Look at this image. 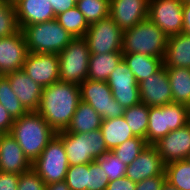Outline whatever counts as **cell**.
<instances>
[{
    "mask_svg": "<svg viewBox=\"0 0 190 190\" xmlns=\"http://www.w3.org/2000/svg\"><path fill=\"white\" fill-rule=\"evenodd\" d=\"M107 83L114 99L124 108L141 103L139 85L124 59L110 74Z\"/></svg>",
    "mask_w": 190,
    "mask_h": 190,
    "instance_id": "cell-12",
    "label": "cell"
},
{
    "mask_svg": "<svg viewBox=\"0 0 190 190\" xmlns=\"http://www.w3.org/2000/svg\"><path fill=\"white\" fill-rule=\"evenodd\" d=\"M56 136L63 142L70 166L96 161L109 152L100 129L88 133L63 130L57 132Z\"/></svg>",
    "mask_w": 190,
    "mask_h": 190,
    "instance_id": "cell-4",
    "label": "cell"
},
{
    "mask_svg": "<svg viewBox=\"0 0 190 190\" xmlns=\"http://www.w3.org/2000/svg\"><path fill=\"white\" fill-rule=\"evenodd\" d=\"M124 118L135 136L146 140V132L149 122V106L139 103L124 110Z\"/></svg>",
    "mask_w": 190,
    "mask_h": 190,
    "instance_id": "cell-29",
    "label": "cell"
},
{
    "mask_svg": "<svg viewBox=\"0 0 190 190\" xmlns=\"http://www.w3.org/2000/svg\"><path fill=\"white\" fill-rule=\"evenodd\" d=\"M122 59V52L91 54L87 79L107 82L110 74L115 70Z\"/></svg>",
    "mask_w": 190,
    "mask_h": 190,
    "instance_id": "cell-25",
    "label": "cell"
},
{
    "mask_svg": "<svg viewBox=\"0 0 190 190\" xmlns=\"http://www.w3.org/2000/svg\"><path fill=\"white\" fill-rule=\"evenodd\" d=\"M164 67L190 68V36L184 33L168 37Z\"/></svg>",
    "mask_w": 190,
    "mask_h": 190,
    "instance_id": "cell-22",
    "label": "cell"
},
{
    "mask_svg": "<svg viewBox=\"0 0 190 190\" xmlns=\"http://www.w3.org/2000/svg\"><path fill=\"white\" fill-rule=\"evenodd\" d=\"M123 59L138 84L155 74L163 66L162 58L140 53H123Z\"/></svg>",
    "mask_w": 190,
    "mask_h": 190,
    "instance_id": "cell-23",
    "label": "cell"
},
{
    "mask_svg": "<svg viewBox=\"0 0 190 190\" xmlns=\"http://www.w3.org/2000/svg\"><path fill=\"white\" fill-rule=\"evenodd\" d=\"M28 53L21 29L11 36L0 38V75L21 70Z\"/></svg>",
    "mask_w": 190,
    "mask_h": 190,
    "instance_id": "cell-16",
    "label": "cell"
},
{
    "mask_svg": "<svg viewBox=\"0 0 190 190\" xmlns=\"http://www.w3.org/2000/svg\"><path fill=\"white\" fill-rule=\"evenodd\" d=\"M89 163L68 167L65 182L70 190H88Z\"/></svg>",
    "mask_w": 190,
    "mask_h": 190,
    "instance_id": "cell-36",
    "label": "cell"
},
{
    "mask_svg": "<svg viewBox=\"0 0 190 190\" xmlns=\"http://www.w3.org/2000/svg\"><path fill=\"white\" fill-rule=\"evenodd\" d=\"M161 190H178V189L172 186L171 184H169L167 181H165Z\"/></svg>",
    "mask_w": 190,
    "mask_h": 190,
    "instance_id": "cell-46",
    "label": "cell"
},
{
    "mask_svg": "<svg viewBox=\"0 0 190 190\" xmlns=\"http://www.w3.org/2000/svg\"><path fill=\"white\" fill-rule=\"evenodd\" d=\"M147 145L148 144L144 138L135 136L115 147L111 152L117 156L122 163L128 166L147 147Z\"/></svg>",
    "mask_w": 190,
    "mask_h": 190,
    "instance_id": "cell-33",
    "label": "cell"
},
{
    "mask_svg": "<svg viewBox=\"0 0 190 190\" xmlns=\"http://www.w3.org/2000/svg\"><path fill=\"white\" fill-rule=\"evenodd\" d=\"M168 37L182 33L183 3L181 0H149L148 17Z\"/></svg>",
    "mask_w": 190,
    "mask_h": 190,
    "instance_id": "cell-11",
    "label": "cell"
},
{
    "mask_svg": "<svg viewBox=\"0 0 190 190\" xmlns=\"http://www.w3.org/2000/svg\"><path fill=\"white\" fill-rule=\"evenodd\" d=\"M173 103L190 107V68L166 67Z\"/></svg>",
    "mask_w": 190,
    "mask_h": 190,
    "instance_id": "cell-27",
    "label": "cell"
},
{
    "mask_svg": "<svg viewBox=\"0 0 190 190\" xmlns=\"http://www.w3.org/2000/svg\"><path fill=\"white\" fill-rule=\"evenodd\" d=\"M19 174L0 171V190H18Z\"/></svg>",
    "mask_w": 190,
    "mask_h": 190,
    "instance_id": "cell-40",
    "label": "cell"
},
{
    "mask_svg": "<svg viewBox=\"0 0 190 190\" xmlns=\"http://www.w3.org/2000/svg\"><path fill=\"white\" fill-rule=\"evenodd\" d=\"M182 33L190 36V4L183 3V29Z\"/></svg>",
    "mask_w": 190,
    "mask_h": 190,
    "instance_id": "cell-44",
    "label": "cell"
},
{
    "mask_svg": "<svg viewBox=\"0 0 190 190\" xmlns=\"http://www.w3.org/2000/svg\"><path fill=\"white\" fill-rule=\"evenodd\" d=\"M18 30L15 7L0 1V38L11 36Z\"/></svg>",
    "mask_w": 190,
    "mask_h": 190,
    "instance_id": "cell-34",
    "label": "cell"
},
{
    "mask_svg": "<svg viewBox=\"0 0 190 190\" xmlns=\"http://www.w3.org/2000/svg\"><path fill=\"white\" fill-rule=\"evenodd\" d=\"M164 173L166 181L178 190H190V164L187 160L166 164Z\"/></svg>",
    "mask_w": 190,
    "mask_h": 190,
    "instance_id": "cell-30",
    "label": "cell"
},
{
    "mask_svg": "<svg viewBox=\"0 0 190 190\" xmlns=\"http://www.w3.org/2000/svg\"><path fill=\"white\" fill-rule=\"evenodd\" d=\"M10 134L16 139L31 163L41 155L44 148L56 136V132L37 111H29L20 118L14 119Z\"/></svg>",
    "mask_w": 190,
    "mask_h": 190,
    "instance_id": "cell-2",
    "label": "cell"
},
{
    "mask_svg": "<svg viewBox=\"0 0 190 190\" xmlns=\"http://www.w3.org/2000/svg\"><path fill=\"white\" fill-rule=\"evenodd\" d=\"M188 161V163L190 164V155L187 157L186 159Z\"/></svg>",
    "mask_w": 190,
    "mask_h": 190,
    "instance_id": "cell-49",
    "label": "cell"
},
{
    "mask_svg": "<svg viewBox=\"0 0 190 190\" xmlns=\"http://www.w3.org/2000/svg\"><path fill=\"white\" fill-rule=\"evenodd\" d=\"M23 107L29 111H37L40 105L43 87L34 82L22 69L4 75Z\"/></svg>",
    "mask_w": 190,
    "mask_h": 190,
    "instance_id": "cell-20",
    "label": "cell"
},
{
    "mask_svg": "<svg viewBox=\"0 0 190 190\" xmlns=\"http://www.w3.org/2000/svg\"><path fill=\"white\" fill-rule=\"evenodd\" d=\"M137 183L133 182L126 176L120 177L117 180L109 182L106 190H135Z\"/></svg>",
    "mask_w": 190,
    "mask_h": 190,
    "instance_id": "cell-41",
    "label": "cell"
},
{
    "mask_svg": "<svg viewBox=\"0 0 190 190\" xmlns=\"http://www.w3.org/2000/svg\"><path fill=\"white\" fill-rule=\"evenodd\" d=\"M55 16L76 6V0H49Z\"/></svg>",
    "mask_w": 190,
    "mask_h": 190,
    "instance_id": "cell-43",
    "label": "cell"
},
{
    "mask_svg": "<svg viewBox=\"0 0 190 190\" xmlns=\"http://www.w3.org/2000/svg\"><path fill=\"white\" fill-rule=\"evenodd\" d=\"M7 3H10L12 6L16 7L23 0H4Z\"/></svg>",
    "mask_w": 190,
    "mask_h": 190,
    "instance_id": "cell-47",
    "label": "cell"
},
{
    "mask_svg": "<svg viewBox=\"0 0 190 190\" xmlns=\"http://www.w3.org/2000/svg\"><path fill=\"white\" fill-rule=\"evenodd\" d=\"M21 31L24 35L27 49L32 53L59 54L73 39L56 19L26 25Z\"/></svg>",
    "mask_w": 190,
    "mask_h": 190,
    "instance_id": "cell-5",
    "label": "cell"
},
{
    "mask_svg": "<svg viewBox=\"0 0 190 190\" xmlns=\"http://www.w3.org/2000/svg\"><path fill=\"white\" fill-rule=\"evenodd\" d=\"M138 85L141 103L146 106L159 107L173 103L166 67L162 66L155 74Z\"/></svg>",
    "mask_w": 190,
    "mask_h": 190,
    "instance_id": "cell-14",
    "label": "cell"
},
{
    "mask_svg": "<svg viewBox=\"0 0 190 190\" xmlns=\"http://www.w3.org/2000/svg\"><path fill=\"white\" fill-rule=\"evenodd\" d=\"M55 19L73 38L84 37L90 26L76 6L56 15Z\"/></svg>",
    "mask_w": 190,
    "mask_h": 190,
    "instance_id": "cell-28",
    "label": "cell"
},
{
    "mask_svg": "<svg viewBox=\"0 0 190 190\" xmlns=\"http://www.w3.org/2000/svg\"><path fill=\"white\" fill-rule=\"evenodd\" d=\"M168 36L148 18L123 33L122 53H140L164 59Z\"/></svg>",
    "mask_w": 190,
    "mask_h": 190,
    "instance_id": "cell-3",
    "label": "cell"
},
{
    "mask_svg": "<svg viewBox=\"0 0 190 190\" xmlns=\"http://www.w3.org/2000/svg\"><path fill=\"white\" fill-rule=\"evenodd\" d=\"M153 146L159 152L164 164L186 160L190 155V122L177 130L170 131Z\"/></svg>",
    "mask_w": 190,
    "mask_h": 190,
    "instance_id": "cell-15",
    "label": "cell"
},
{
    "mask_svg": "<svg viewBox=\"0 0 190 190\" xmlns=\"http://www.w3.org/2000/svg\"><path fill=\"white\" fill-rule=\"evenodd\" d=\"M15 10L19 29L56 18L49 0H23Z\"/></svg>",
    "mask_w": 190,
    "mask_h": 190,
    "instance_id": "cell-21",
    "label": "cell"
},
{
    "mask_svg": "<svg viewBox=\"0 0 190 190\" xmlns=\"http://www.w3.org/2000/svg\"><path fill=\"white\" fill-rule=\"evenodd\" d=\"M76 7L89 25L110 16V0H77Z\"/></svg>",
    "mask_w": 190,
    "mask_h": 190,
    "instance_id": "cell-31",
    "label": "cell"
},
{
    "mask_svg": "<svg viewBox=\"0 0 190 190\" xmlns=\"http://www.w3.org/2000/svg\"><path fill=\"white\" fill-rule=\"evenodd\" d=\"M182 3L190 4V0H181Z\"/></svg>",
    "mask_w": 190,
    "mask_h": 190,
    "instance_id": "cell-48",
    "label": "cell"
},
{
    "mask_svg": "<svg viewBox=\"0 0 190 190\" xmlns=\"http://www.w3.org/2000/svg\"><path fill=\"white\" fill-rule=\"evenodd\" d=\"M80 101L79 85L59 80L43 88L37 112L57 133L67 129Z\"/></svg>",
    "mask_w": 190,
    "mask_h": 190,
    "instance_id": "cell-1",
    "label": "cell"
},
{
    "mask_svg": "<svg viewBox=\"0 0 190 190\" xmlns=\"http://www.w3.org/2000/svg\"><path fill=\"white\" fill-rule=\"evenodd\" d=\"M90 51L84 37H76L58 54L60 81L82 84L88 75Z\"/></svg>",
    "mask_w": 190,
    "mask_h": 190,
    "instance_id": "cell-7",
    "label": "cell"
},
{
    "mask_svg": "<svg viewBox=\"0 0 190 190\" xmlns=\"http://www.w3.org/2000/svg\"><path fill=\"white\" fill-rule=\"evenodd\" d=\"M166 181L165 176H155L137 183L135 190H161Z\"/></svg>",
    "mask_w": 190,
    "mask_h": 190,
    "instance_id": "cell-39",
    "label": "cell"
},
{
    "mask_svg": "<svg viewBox=\"0 0 190 190\" xmlns=\"http://www.w3.org/2000/svg\"><path fill=\"white\" fill-rule=\"evenodd\" d=\"M45 190H70L65 181L47 184Z\"/></svg>",
    "mask_w": 190,
    "mask_h": 190,
    "instance_id": "cell-45",
    "label": "cell"
},
{
    "mask_svg": "<svg viewBox=\"0 0 190 190\" xmlns=\"http://www.w3.org/2000/svg\"><path fill=\"white\" fill-rule=\"evenodd\" d=\"M109 179L97 161L89 163L88 190H106Z\"/></svg>",
    "mask_w": 190,
    "mask_h": 190,
    "instance_id": "cell-37",
    "label": "cell"
},
{
    "mask_svg": "<svg viewBox=\"0 0 190 190\" xmlns=\"http://www.w3.org/2000/svg\"><path fill=\"white\" fill-rule=\"evenodd\" d=\"M14 119L10 116L7 110L0 104V132L2 134L10 133Z\"/></svg>",
    "mask_w": 190,
    "mask_h": 190,
    "instance_id": "cell-42",
    "label": "cell"
},
{
    "mask_svg": "<svg viewBox=\"0 0 190 190\" xmlns=\"http://www.w3.org/2000/svg\"><path fill=\"white\" fill-rule=\"evenodd\" d=\"M124 31L108 16L90 24L84 38L91 54L122 52Z\"/></svg>",
    "mask_w": 190,
    "mask_h": 190,
    "instance_id": "cell-10",
    "label": "cell"
},
{
    "mask_svg": "<svg viewBox=\"0 0 190 190\" xmlns=\"http://www.w3.org/2000/svg\"><path fill=\"white\" fill-rule=\"evenodd\" d=\"M32 168V163L16 139L10 134L0 136V171L21 174Z\"/></svg>",
    "mask_w": 190,
    "mask_h": 190,
    "instance_id": "cell-19",
    "label": "cell"
},
{
    "mask_svg": "<svg viewBox=\"0 0 190 190\" xmlns=\"http://www.w3.org/2000/svg\"><path fill=\"white\" fill-rule=\"evenodd\" d=\"M105 171L110 182L126 176L127 165L122 163L111 151L96 159Z\"/></svg>",
    "mask_w": 190,
    "mask_h": 190,
    "instance_id": "cell-35",
    "label": "cell"
},
{
    "mask_svg": "<svg viewBox=\"0 0 190 190\" xmlns=\"http://www.w3.org/2000/svg\"><path fill=\"white\" fill-rule=\"evenodd\" d=\"M79 87L81 101L91 105L102 120L124 115L125 109L114 99L106 81L86 79Z\"/></svg>",
    "mask_w": 190,
    "mask_h": 190,
    "instance_id": "cell-9",
    "label": "cell"
},
{
    "mask_svg": "<svg viewBox=\"0 0 190 190\" xmlns=\"http://www.w3.org/2000/svg\"><path fill=\"white\" fill-rule=\"evenodd\" d=\"M101 123L102 118L93 107L80 101L66 131L72 133H88L100 129Z\"/></svg>",
    "mask_w": 190,
    "mask_h": 190,
    "instance_id": "cell-26",
    "label": "cell"
},
{
    "mask_svg": "<svg viewBox=\"0 0 190 190\" xmlns=\"http://www.w3.org/2000/svg\"><path fill=\"white\" fill-rule=\"evenodd\" d=\"M22 70L41 87L50 86L60 80L58 54L29 52Z\"/></svg>",
    "mask_w": 190,
    "mask_h": 190,
    "instance_id": "cell-13",
    "label": "cell"
},
{
    "mask_svg": "<svg viewBox=\"0 0 190 190\" xmlns=\"http://www.w3.org/2000/svg\"><path fill=\"white\" fill-rule=\"evenodd\" d=\"M69 166L63 142L57 136L48 143L41 155L32 163V169L45 185L65 181Z\"/></svg>",
    "mask_w": 190,
    "mask_h": 190,
    "instance_id": "cell-8",
    "label": "cell"
},
{
    "mask_svg": "<svg viewBox=\"0 0 190 190\" xmlns=\"http://www.w3.org/2000/svg\"><path fill=\"white\" fill-rule=\"evenodd\" d=\"M165 164L153 145L147 147L127 166L126 177L138 183L144 179L165 176Z\"/></svg>",
    "mask_w": 190,
    "mask_h": 190,
    "instance_id": "cell-17",
    "label": "cell"
},
{
    "mask_svg": "<svg viewBox=\"0 0 190 190\" xmlns=\"http://www.w3.org/2000/svg\"><path fill=\"white\" fill-rule=\"evenodd\" d=\"M0 104L13 119L20 118L28 112L13 92L9 80L4 75H0Z\"/></svg>",
    "mask_w": 190,
    "mask_h": 190,
    "instance_id": "cell-32",
    "label": "cell"
},
{
    "mask_svg": "<svg viewBox=\"0 0 190 190\" xmlns=\"http://www.w3.org/2000/svg\"><path fill=\"white\" fill-rule=\"evenodd\" d=\"M190 122V107L170 103L159 107H149V122L146 143L153 145L170 131L184 127Z\"/></svg>",
    "mask_w": 190,
    "mask_h": 190,
    "instance_id": "cell-6",
    "label": "cell"
},
{
    "mask_svg": "<svg viewBox=\"0 0 190 190\" xmlns=\"http://www.w3.org/2000/svg\"><path fill=\"white\" fill-rule=\"evenodd\" d=\"M149 0H110V17L123 30L148 17Z\"/></svg>",
    "mask_w": 190,
    "mask_h": 190,
    "instance_id": "cell-18",
    "label": "cell"
},
{
    "mask_svg": "<svg viewBox=\"0 0 190 190\" xmlns=\"http://www.w3.org/2000/svg\"><path fill=\"white\" fill-rule=\"evenodd\" d=\"M100 130L109 151L135 137L124 116L102 120Z\"/></svg>",
    "mask_w": 190,
    "mask_h": 190,
    "instance_id": "cell-24",
    "label": "cell"
},
{
    "mask_svg": "<svg viewBox=\"0 0 190 190\" xmlns=\"http://www.w3.org/2000/svg\"><path fill=\"white\" fill-rule=\"evenodd\" d=\"M45 187L44 181L32 168L19 175L18 190H45Z\"/></svg>",
    "mask_w": 190,
    "mask_h": 190,
    "instance_id": "cell-38",
    "label": "cell"
}]
</instances>
